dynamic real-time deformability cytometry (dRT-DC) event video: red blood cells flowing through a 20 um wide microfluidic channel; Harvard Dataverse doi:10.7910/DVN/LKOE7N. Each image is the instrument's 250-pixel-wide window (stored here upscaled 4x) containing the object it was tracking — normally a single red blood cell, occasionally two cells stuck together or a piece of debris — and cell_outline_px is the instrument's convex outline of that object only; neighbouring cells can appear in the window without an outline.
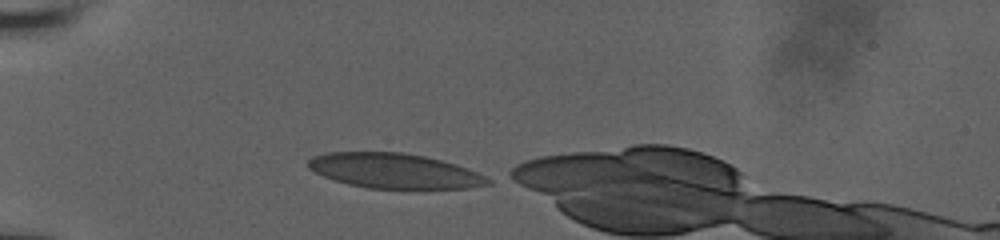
{"species": "human", "species_latin": "Homo sapiens", "temperature_condition": "room temperature", "stored_images_in_passage": 25, "camera_frame_rate_fps": 3000, "um_per_image_px": 0.085, "donor": {"sex": "male"}, "frame": {"image": 1, "passage_image": 1, "time_ms": 0.0, "image_size_px": [1000, 240], "cell_outline_px": [[492, 184], [468, 188], [368, 188], [348, 184], [324, 176], [308, 168], [308, 160], [312, 156], [328, 152], [400, 152], [424, 156], [456, 164], [468, 168], [492, 180]], "centroid_in_image_um": [33.53, 14.52], "position_along_channel_um": 51.5, "area_um2": 36.36}}
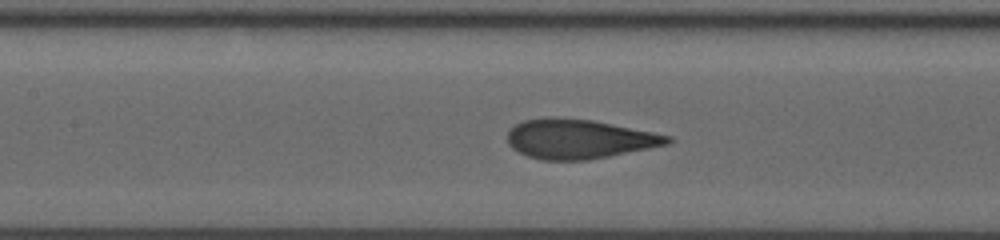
{"frame": {"image": 2, "passage_image": 12, "time_ms": 3.333, "image_size_px": [1000, 240], "cell_outline_px": [[672, 140], [668, 144], [588, 160], [544, 160], [528, 156], [512, 148], [508, 144], [508, 132], [516, 124], [524, 120], [548, 116], [592, 120], [672, 136]], "centroid_in_image_um": [49.19, 11.8], "position_along_channel_um": 158.2, "area_um2": 36.47}}
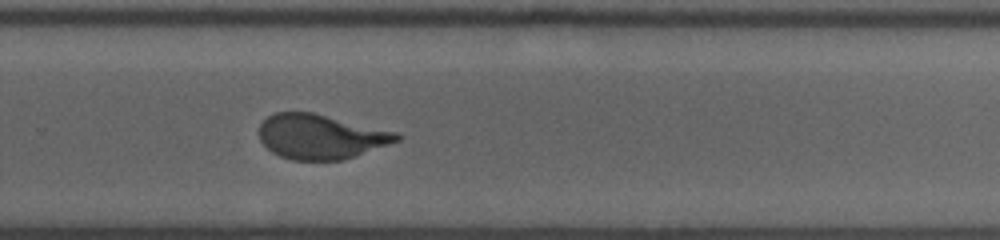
{"frame": {"image": 3, "passage_image": 22, "time_ms": 7.0, "image_size_px": [1000, 240], "cell_outline_px": [[404, 136], [400, 140], [344, 160], [292, 160], [280, 156], [272, 152], [260, 140], [260, 124], [268, 116], [276, 112], [312, 112], [396, 132]], "centroid_in_image_um": [27.26, 11.62], "position_along_channel_um": 302.5, "area_um2": 35.6}}